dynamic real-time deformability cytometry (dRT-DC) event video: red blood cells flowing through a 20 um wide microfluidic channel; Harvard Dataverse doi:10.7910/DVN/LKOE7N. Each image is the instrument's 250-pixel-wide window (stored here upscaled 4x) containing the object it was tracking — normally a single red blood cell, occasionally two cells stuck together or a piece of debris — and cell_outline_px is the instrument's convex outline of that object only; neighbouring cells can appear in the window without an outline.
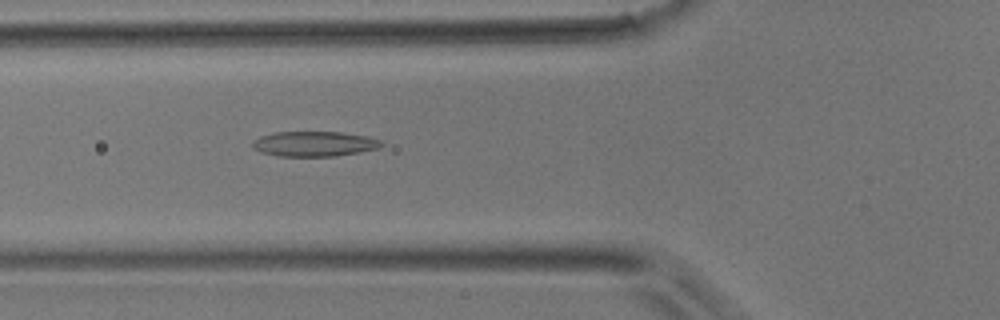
{"species": "common noctule bat (a hibernating species)", "species_latin": "Nyctalus noctula", "temperature_condition": "room temperature", "stored_images_in_passage": 38, "camera_frame_rate_fps": 3000, "um_per_image_px": 0.085, "animal": {"sex": "male", "body_mass_g": 17.9}, "frame": {"image": 1, "passage_image": 7, "time_ms": 2.0, "image_size_px": [1000, 320], "cell_outline_px": [[384, 144], [380, 148], [360, 152], [336, 156], [276, 156], [260, 152], [252, 148], [252, 140], [260, 136], [276, 132], [340, 132], [368, 136], [380, 140]], "centroid_in_image_um": [26.7, 12.23], "position_along_channel_um": 99.1, "area_um2": 19.02}}
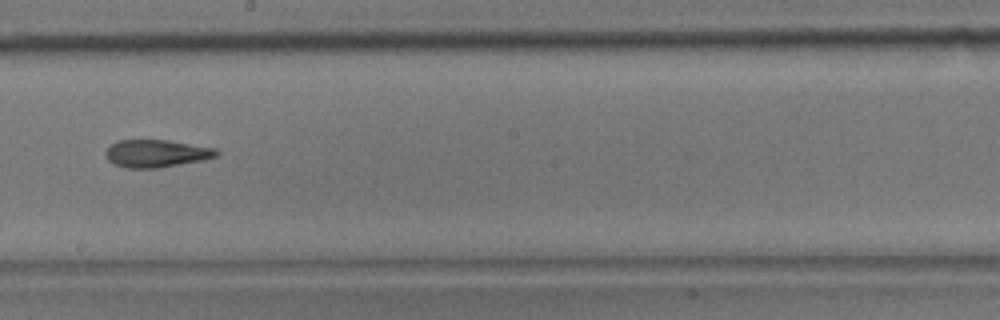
{"frame": {"image": 2, "passage_image": 17, "time_ms": 5.333, "image_size_px": [1000, 320], "cell_outline_px": [[220, 152], [216, 156], [200, 160], [160, 168], [124, 168], [112, 164], [108, 160], [104, 152], [112, 144], [120, 140], [168, 140], [216, 148]], "centroid_in_image_um": [13.26, 13.05], "position_along_channel_um": 234.9, "area_um2": 17.8}}
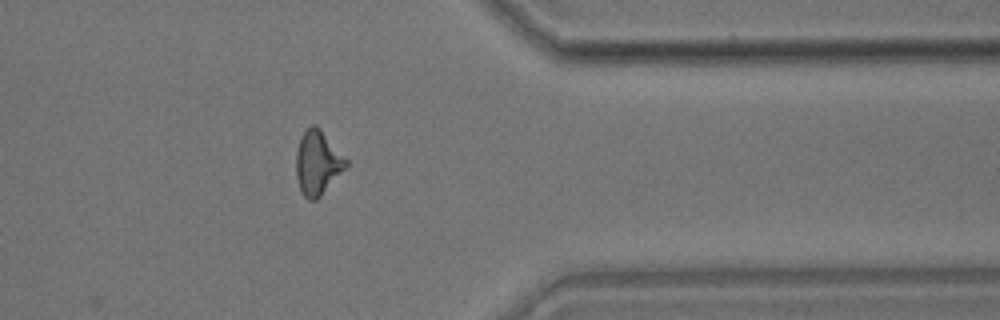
{"frame": {"image": 3, "passage_image": 29, "time_ms": 9.333, "image_size_px": [1000, 320], "cell_outline_px": [[348, 164], [320, 196], [316, 200], [308, 200], [300, 192], [296, 176], [296, 152], [300, 140], [304, 132], [312, 124], [316, 124], [320, 128], [348, 160]], "centroid_in_image_um": [26.98, 13.84], "position_along_channel_um": 384.4, "area_um2": 18.44}}